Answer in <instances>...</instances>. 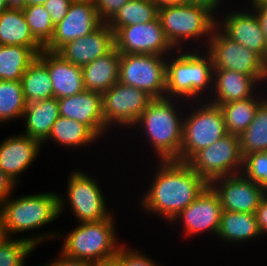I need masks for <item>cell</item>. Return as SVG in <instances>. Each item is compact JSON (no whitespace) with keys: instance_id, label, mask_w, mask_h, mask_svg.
Here are the masks:
<instances>
[{"instance_id":"cell-7","label":"cell","mask_w":267,"mask_h":266,"mask_svg":"<svg viewBox=\"0 0 267 266\" xmlns=\"http://www.w3.org/2000/svg\"><path fill=\"white\" fill-rule=\"evenodd\" d=\"M226 134L223 113L218 105L207 100L187 102L183 118L182 146L177 161L187 162L196 152L209 147Z\"/></svg>"},{"instance_id":"cell-4","label":"cell","mask_w":267,"mask_h":266,"mask_svg":"<svg viewBox=\"0 0 267 266\" xmlns=\"http://www.w3.org/2000/svg\"><path fill=\"white\" fill-rule=\"evenodd\" d=\"M213 73L212 58L204 49L175 50L166 61V98L207 100L212 93Z\"/></svg>"},{"instance_id":"cell-51","label":"cell","mask_w":267,"mask_h":266,"mask_svg":"<svg viewBox=\"0 0 267 266\" xmlns=\"http://www.w3.org/2000/svg\"><path fill=\"white\" fill-rule=\"evenodd\" d=\"M8 9L5 0H0V13H2L4 10Z\"/></svg>"},{"instance_id":"cell-41","label":"cell","mask_w":267,"mask_h":266,"mask_svg":"<svg viewBox=\"0 0 267 266\" xmlns=\"http://www.w3.org/2000/svg\"><path fill=\"white\" fill-rule=\"evenodd\" d=\"M18 185L0 169V203L15 194Z\"/></svg>"},{"instance_id":"cell-12","label":"cell","mask_w":267,"mask_h":266,"mask_svg":"<svg viewBox=\"0 0 267 266\" xmlns=\"http://www.w3.org/2000/svg\"><path fill=\"white\" fill-rule=\"evenodd\" d=\"M167 56L121 54L119 82L146 91L153 98L166 97Z\"/></svg>"},{"instance_id":"cell-14","label":"cell","mask_w":267,"mask_h":266,"mask_svg":"<svg viewBox=\"0 0 267 266\" xmlns=\"http://www.w3.org/2000/svg\"><path fill=\"white\" fill-rule=\"evenodd\" d=\"M114 31L115 48L120 54H154L168 56L175 51L165 36L159 18Z\"/></svg>"},{"instance_id":"cell-47","label":"cell","mask_w":267,"mask_h":266,"mask_svg":"<svg viewBox=\"0 0 267 266\" xmlns=\"http://www.w3.org/2000/svg\"><path fill=\"white\" fill-rule=\"evenodd\" d=\"M8 8H23L26 6V0H5Z\"/></svg>"},{"instance_id":"cell-27","label":"cell","mask_w":267,"mask_h":266,"mask_svg":"<svg viewBox=\"0 0 267 266\" xmlns=\"http://www.w3.org/2000/svg\"><path fill=\"white\" fill-rule=\"evenodd\" d=\"M0 45H21L39 55L44 47L34 38L21 8H8L0 13Z\"/></svg>"},{"instance_id":"cell-45","label":"cell","mask_w":267,"mask_h":266,"mask_svg":"<svg viewBox=\"0 0 267 266\" xmlns=\"http://www.w3.org/2000/svg\"><path fill=\"white\" fill-rule=\"evenodd\" d=\"M158 9L183 4V0H153Z\"/></svg>"},{"instance_id":"cell-49","label":"cell","mask_w":267,"mask_h":266,"mask_svg":"<svg viewBox=\"0 0 267 266\" xmlns=\"http://www.w3.org/2000/svg\"><path fill=\"white\" fill-rule=\"evenodd\" d=\"M261 3H267V0H249L247 2V7H252V6H255L257 4H261ZM249 4V5H248Z\"/></svg>"},{"instance_id":"cell-1","label":"cell","mask_w":267,"mask_h":266,"mask_svg":"<svg viewBox=\"0 0 267 266\" xmlns=\"http://www.w3.org/2000/svg\"><path fill=\"white\" fill-rule=\"evenodd\" d=\"M155 164L152 179L138 198L137 205L151 218L155 215L169 224L209 184L186 162L156 160Z\"/></svg>"},{"instance_id":"cell-29","label":"cell","mask_w":267,"mask_h":266,"mask_svg":"<svg viewBox=\"0 0 267 266\" xmlns=\"http://www.w3.org/2000/svg\"><path fill=\"white\" fill-rule=\"evenodd\" d=\"M22 90L26 103L53 98V87L47 66L37 57L24 72Z\"/></svg>"},{"instance_id":"cell-30","label":"cell","mask_w":267,"mask_h":266,"mask_svg":"<svg viewBox=\"0 0 267 266\" xmlns=\"http://www.w3.org/2000/svg\"><path fill=\"white\" fill-rule=\"evenodd\" d=\"M37 56L26 46L0 45V80L21 81L24 72Z\"/></svg>"},{"instance_id":"cell-21","label":"cell","mask_w":267,"mask_h":266,"mask_svg":"<svg viewBox=\"0 0 267 266\" xmlns=\"http://www.w3.org/2000/svg\"><path fill=\"white\" fill-rule=\"evenodd\" d=\"M114 47V31L107 23H102L91 34L67 42L57 53L72 64L83 67Z\"/></svg>"},{"instance_id":"cell-18","label":"cell","mask_w":267,"mask_h":266,"mask_svg":"<svg viewBox=\"0 0 267 266\" xmlns=\"http://www.w3.org/2000/svg\"><path fill=\"white\" fill-rule=\"evenodd\" d=\"M58 105L59 116L87 125L101 140H107V134L112 132L103 120V94L84 90L76 95L58 99Z\"/></svg>"},{"instance_id":"cell-36","label":"cell","mask_w":267,"mask_h":266,"mask_svg":"<svg viewBox=\"0 0 267 266\" xmlns=\"http://www.w3.org/2000/svg\"><path fill=\"white\" fill-rule=\"evenodd\" d=\"M242 173L267 192V151L247 154L243 158Z\"/></svg>"},{"instance_id":"cell-20","label":"cell","mask_w":267,"mask_h":266,"mask_svg":"<svg viewBox=\"0 0 267 266\" xmlns=\"http://www.w3.org/2000/svg\"><path fill=\"white\" fill-rule=\"evenodd\" d=\"M267 86V77H250L231 70H214L213 88L207 101L223 105L232 101L254 97Z\"/></svg>"},{"instance_id":"cell-48","label":"cell","mask_w":267,"mask_h":266,"mask_svg":"<svg viewBox=\"0 0 267 266\" xmlns=\"http://www.w3.org/2000/svg\"><path fill=\"white\" fill-rule=\"evenodd\" d=\"M47 0H26V6L43 5Z\"/></svg>"},{"instance_id":"cell-50","label":"cell","mask_w":267,"mask_h":266,"mask_svg":"<svg viewBox=\"0 0 267 266\" xmlns=\"http://www.w3.org/2000/svg\"><path fill=\"white\" fill-rule=\"evenodd\" d=\"M91 266H116L113 261L103 262V263H92Z\"/></svg>"},{"instance_id":"cell-37","label":"cell","mask_w":267,"mask_h":266,"mask_svg":"<svg viewBox=\"0 0 267 266\" xmlns=\"http://www.w3.org/2000/svg\"><path fill=\"white\" fill-rule=\"evenodd\" d=\"M143 251L129 247L124 243L119 249L113 262L116 266H163L161 263L146 255Z\"/></svg>"},{"instance_id":"cell-31","label":"cell","mask_w":267,"mask_h":266,"mask_svg":"<svg viewBox=\"0 0 267 266\" xmlns=\"http://www.w3.org/2000/svg\"><path fill=\"white\" fill-rule=\"evenodd\" d=\"M158 10L153 0H129L107 24L110 28H122L138 23L152 22L158 18Z\"/></svg>"},{"instance_id":"cell-28","label":"cell","mask_w":267,"mask_h":266,"mask_svg":"<svg viewBox=\"0 0 267 266\" xmlns=\"http://www.w3.org/2000/svg\"><path fill=\"white\" fill-rule=\"evenodd\" d=\"M266 99L267 86H263L254 97L218 105L223 113L227 133L238 136L243 133L253 121L257 108Z\"/></svg>"},{"instance_id":"cell-13","label":"cell","mask_w":267,"mask_h":266,"mask_svg":"<svg viewBox=\"0 0 267 266\" xmlns=\"http://www.w3.org/2000/svg\"><path fill=\"white\" fill-rule=\"evenodd\" d=\"M222 211L218 194L208 185L167 225H171L172 228L180 225L178 228L182 229L185 238H193L206 233V236L211 234L212 237H215L219 229Z\"/></svg>"},{"instance_id":"cell-6","label":"cell","mask_w":267,"mask_h":266,"mask_svg":"<svg viewBox=\"0 0 267 266\" xmlns=\"http://www.w3.org/2000/svg\"><path fill=\"white\" fill-rule=\"evenodd\" d=\"M115 214L96 222L77 223L70 231L58 233L57 240L62 239L60 252L90 263L112 261L124 244L123 240L120 242L117 238Z\"/></svg>"},{"instance_id":"cell-44","label":"cell","mask_w":267,"mask_h":266,"mask_svg":"<svg viewBox=\"0 0 267 266\" xmlns=\"http://www.w3.org/2000/svg\"><path fill=\"white\" fill-rule=\"evenodd\" d=\"M183 3L206 6L218 15L219 10L223 8L221 5L225 3V0H183Z\"/></svg>"},{"instance_id":"cell-9","label":"cell","mask_w":267,"mask_h":266,"mask_svg":"<svg viewBox=\"0 0 267 266\" xmlns=\"http://www.w3.org/2000/svg\"><path fill=\"white\" fill-rule=\"evenodd\" d=\"M186 163L208 184L217 178L241 173L243 156L239 136L226 134L209 147L196 152Z\"/></svg>"},{"instance_id":"cell-43","label":"cell","mask_w":267,"mask_h":266,"mask_svg":"<svg viewBox=\"0 0 267 266\" xmlns=\"http://www.w3.org/2000/svg\"><path fill=\"white\" fill-rule=\"evenodd\" d=\"M247 8H250L255 13L267 44V3H261Z\"/></svg>"},{"instance_id":"cell-15","label":"cell","mask_w":267,"mask_h":266,"mask_svg":"<svg viewBox=\"0 0 267 266\" xmlns=\"http://www.w3.org/2000/svg\"><path fill=\"white\" fill-rule=\"evenodd\" d=\"M209 185L218 194L223 211L255 213L267 193L242 172L217 178Z\"/></svg>"},{"instance_id":"cell-2","label":"cell","mask_w":267,"mask_h":266,"mask_svg":"<svg viewBox=\"0 0 267 266\" xmlns=\"http://www.w3.org/2000/svg\"><path fill=\"white\" fill-rule=\"evenodd\" d=\"M186 104L180 99L154 98L130 129L146 139L145 146L149 143L148 148H152V155L158 161L180 157Z\"/></svg>"},{"instance_id":"cell-35","label":"cell","mask_w":267,"mask_h":266,"mask_svg":"<svg viewBox=\"0 0 267 266\" xmlns=\"http://www.w3.org/2000/svg\"><path fill=\"white\" fill-rule=\"evenodd\" d=\"M36 247L23 238L10 237L0 244V266H26L27 257Z\"/></svg>"},{"instance_id":"cell-25","label":"cell","mask_w":267,"mask_h":266,"mask_svg":"<svg viewBox=\"0 0 267 266\" xmlns=\"http://www.w3.org/2000/svg\"><path fill=\"white\" fill-rule=\"evenodd\" d=\"M59 117L58 99L53 97L40 102L27 103L22 117L23 132L41 144L48 138L53 123Z\"/></svg>"},{"instance_id":"cell-34","label":"cell","mask_w":267,"mask_h":266,"mask_svg":"<svg viewBox=\"0 0 267 266\" xmlns=\"http://www.w3.org/2000/svg\"><path fill=\"white\" fill-rule=\"evenodd\" d=\"M22 12L34 38L45 47L52 39L55 26L44 5H30L22 8Z\"/></svg>"},{"instance_id":"cell-19","label":"cell","mask_w":267,"mask_h":266,"mask_svg":"<svg viewBox=\"0 0 267 266\" xmlns=\"http://www.w3.org/2000/svg\"><path fill=\"white\" fill-rule=\"evenodd\" d=\"M42 144L24 134H10L0 143V169L17 185L41 153Z\"/></svg>"},{"instance_id":"cell-11","label":"cell","mask_w":267,"mask_h":266,"mask_svg":"<svg viewBox=\"0 0 267 266\" xmlns=\"http://www.w3.org/2000/svg\"><path fill=\"white\" fill-rule=\"evenodd\" d=\"M204 50L211 56L214 70L267 77V62L256 52L228 38L217 26Z\"/></svg>"},{"instance_id":"cell-39","label":"cell","mask_w":267,"mask_h":266,"mask_svg":"<svg viewBox=\"0 0 267 266\" xmlns=\"http://www.w3.org/2000/svg\"><path fill=\"white\" fill-rule=\"evenodd\" d=\"M72 0H47L43 5L50 14L54 26L58 24L67 14Z\"/></svg>"},{"instance_id":"cell-3","label":"cell","mask_w":267,"mask_h":266,"mask_svg":"<svg viewBox=\"0 0 267 266\" xmlns=\"http://www.w3.org/2000/svg\"><path fill=\"white\" fill-rule=\"evenodd\" d=\"M16 197V198H15ZM3 221L10 237L23 238L30 241L36 248L51 239L55 240L60 231L49 232L39 231L33 235L30 231H38L46 225H50L59 215V195L58 191L38 192L36 194L11 195L0 203ZM28 233V235H21ZM43 232V233H42ZM48 232V233H47ZM18 234L20 235L17 236Z\"/></svg>"},{"instance_id":"cell-17","label":"cell","mask_w":267,"mask_h":266,"mask_svg":"<svg viewBox=\"0 0 267 266\" xmlns=\"http://www.w3.org/2000/svg\"><path fill=\"white\" fill-rule=\"evenodd\" d=\"M102 23L94 4L73 1L66 16L55 25L53 37L44 49L57 52L67 42L91 34Z\"/></svg>"},{"instance_id":"cell-46","label":"cell","mask_w":267,"mask_h":266,"mask_svg":"<svg viewBox=\"0 0 267 266\" xmlns=\"http://www.w3.org/2000/svg\"><path fill=\"white\" fill-rule=\"evenodd\" d=\"M10 236L7 233V229L5 227L3 216L0 208V244H3L6 240H8Z\"/></svg>"},{"instance_id":"cell-24","label":"cell","mask_w":267,"mask_h":266,"mask_svg":"<svg viewBox=\"0 0 267 266\" xmlns=\"http://www.w3.org/2000/svg\"><path fill=\"white\" fill-rule=\"evenodd\" d=\"M120 53L114 47L82 67L85 90L103 94L119 81Z\"/></svg>"},{"instance_id":"cell-23","label":"cell","mask_w":267,"mask_h":266,"mask_svg":"<svg viewBox=\"0 0 267 266\" xmlns=\"http://www.w3.org/2000/svg\"><path fill=\"white\" fill-rule=\"evenodd\" d=\"M260 238L262 239V235L255 213L222 211L219 229L215 237L218 239L217 241L226 243V246L230 244L234 247Z\"/></svg>"},{"instance_id":"cell-10","label":"cell","mask_w":267,"mask_h":266,"mask_svg":"<svg viewBox=\"0 0 267 266\" xmlns=\"http://www.w3.org/2000/svg\"><path fill=\"white\" fill-rule=\"evenodd\" d=\"M153 99L146 91L118 81L103 93L105 126L128 132Z\"/></svg>"},{"instance_id":"cell-42","label":"cell","mask_w":267,"mask_h":266,"mask_svg":"<svg viewBox=\"0 0 267 266\" xmlns=\"http://www.w3.org/2000/svg\"><path fill=\"white\" fill-rule=\"evenodd\" d=\"M58 253V256H56L57 258L55 257L53 260L48 262L51 266H91L92 264L85 260L65 256L61 252Z\"/></svg>"},{"instance_id":"cell-22","label":"cell","mask_w":267,"mask_h":266,"mask_svg":"<svg viewBox=\"0 0 267 266\" xmlns=\"http://www.w3.org/2000/svg\"><path fill=\"white\" fill-rule=\"evenodd\" d=\"M37 57L47 66L53 97H70L85 90L82 67L65 60L57 52L45 49Z\"/></svg>"},{"instance_id":"cell-5","label":"cell","mask_w":267,"mask_h":266,"mask_svg":"<svg viewBox=\"0 0 267 266\" xmlns=\"http://www.w3.org/2000/svg\"><path fill=\"white\" fill-rule=\"evenodd\" d=\"M158 18L175 50L205 49L217 26V15L208 7L197 4L183 3L161 8Z\"/></svg>"},{"instance_id":"cell-32","label":"cell","mask_w":267,"mask_h":266,"mask_svg":"<svg viewBox=\"0 0 267 266\" xmlns=\"http://www.w3.org/2000/svg\"><path fill=\"white\" fill-rule=\"evenodd\" d=\"M243 158L250 153L267 151V99L257 108L249 127L239 135Z\"/></svg>"},{"instance_id":"cell-8","label":"cell","mask_w":267,"mask_h":266,"mask_svg":"<svg viewBox=\"0 0 267 266\" xmlns=\"http://www.w3.org/2000/svg\"><path fill=\"white\" fill-rule=\"evenodd\" d=\"M67 177L66 195L58 193L60 218L68 206L77 223L96 222L113 214V209L107 205L108 197H105L101 183L99 184L100 181H97L96 177L82 169L72 170Z\"/></svg>"},{"instance_id":"cell-26","label":"cell","mask_w":267,"mask_h":266,"mask_svg":"<svg viewBox=\"0 0 267 266\" xmlns=\"http://www.w3.org/2000/svg\"><path fill=\"white\" fill-rule=\"evenodd\" d=\"M101 140L87 125L76 120L59 116L53 123L48 138L42 143L53 142L62 148L77 150L95 145Z\"/></svg>"},{"instance_id":"cell-52","label":"cell","mask_w":267,"mask_h":266,"mask_svg":"<svg viewBox=\"0 0 267 266\" xmlns=\"http://www.w3.org/2000/svg\"><path fill=\"white\" fill-rule=\"evenodd\" d=\"M72 1L87 2V3H90V4H94L95 3V0H72Z\"/></svg>"},{"instance_id":"cell-40","label":"cell","mask_w":267,"mask_h":266,"mask_svg":"<svg viewBox=\"0 0 267 266\" xmlns=\"http://www.w3.org/2000/svg\"><path fill=\"white\" fill-rule=\"evenodd\" d=\"M259 231L263 238L267 236V193L263 196L255 211Z\"/></svg>"},{"instance_id":"cell-16","label":"cell","mask_w":267,"mask_h":266,"mask_svg":"<svg viewBox=\"0 0 267 266\" xmlns=\"http://www.w3.org/2000/svg\"><path fill=\"white\" fill-rule=\"evenodd\" d=\"M244 8L237 10L235 7V10L228 11L222 8L218 13L220 16L217 15V27L228 38L256 52L267 62V44L259 21L250 8Z\"/></svg>"},{"instance_id":"cell-53","label":"cell","mask_w":267,"mask_h":266,"mask_svg":"<svg viewBox=\"0 0 267 266\" xmlns=\"http://www.w3.org/2000/svg\"><path fill=\"white\" fill-rule=\"evenodd\" d=\"M38 266H51V265L47 262V263H44L43 265L40 264V265H38Z\"/></svg>"},{"instance_id":"cell-38","label":"cell","mask_w":267,"mask_h":266,"mask_svg":"<svg viewBox=\"0 0 267 266\" xmlns=\"http://www.w3.org/2000/svg\"><path fill=\"white\" fill-rule=\"evenodd\" d=\"M129 0H95L98 17L103 23H107L117 11Z\"/></svg>"},{"instance_id":"cell-33","label":"cell","mask_w":267,"mask_h":266,"mask_svg":"<svg viewBox=\"0 0 267 266\" xmlns=\"http://www.w3.org/2000/svg\"><path fill=\"white\" fill-rule=\"evenodd\" d=\"M21 81L0 80V123L21 119L26 108Z\"/></svg>"}]
</instances>
